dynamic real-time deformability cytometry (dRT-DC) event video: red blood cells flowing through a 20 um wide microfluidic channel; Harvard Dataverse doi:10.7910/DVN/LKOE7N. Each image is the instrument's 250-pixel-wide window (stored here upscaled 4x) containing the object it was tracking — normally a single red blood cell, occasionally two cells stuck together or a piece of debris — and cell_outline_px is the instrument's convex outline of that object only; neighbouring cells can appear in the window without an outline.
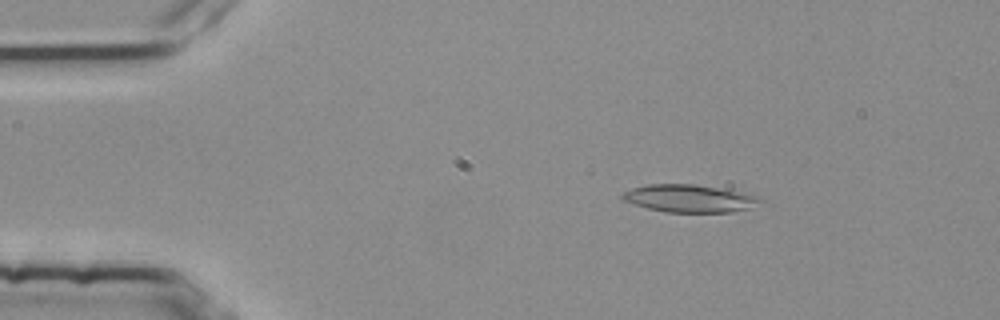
{"species": "common noctule bat (a hibernating species)", "species_latin": "Nyctalus noctula", "temperature_condition": "room temperature", "stored_images_in_passage": 5, "camera_frame_rate_fps": 3000, "um_per_image_px": 0.085, "animal": {"sex": "female", "body_mass_g": 25.1}, "frame": {"image": 1, "passage_image": 3, "time_ms": 0.667, "image_size_px": [1000, 320], "cell_outline_px": [[764, 200], [748, 208], [732, 212], [664, 212], [648, 208], [620, 200], [620, 196], [624, 192], [632, 188], [648, 184], [696, 184], [744, 192], [756, 196]], "centroid_in_image_um": [58.57, 16.86], "position_along_channel_um": 26.4, "area_um2": 22.2}}
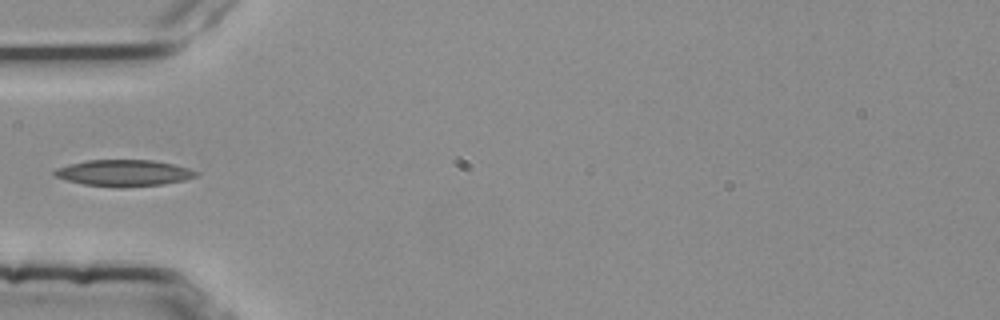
{"frame": {"image": 2, "passage_image": 5, "time_ms": 1.333, "image_size_px": [1000, 320], "cell_outline_px": [[200, 172], [196, 176], [184, 180], [164, 184], [124, 188], [120, 188], [84, 184], [64, 180], [52, 176], [52, 172], [56, 168], [68, 164], [88, 160], [152, 160], [172, 164], [188, 168]], "centroid_in_image_um": [10.48, 14.71], "position_along_channel_um": 74.5, "area_um2": 22.02}}